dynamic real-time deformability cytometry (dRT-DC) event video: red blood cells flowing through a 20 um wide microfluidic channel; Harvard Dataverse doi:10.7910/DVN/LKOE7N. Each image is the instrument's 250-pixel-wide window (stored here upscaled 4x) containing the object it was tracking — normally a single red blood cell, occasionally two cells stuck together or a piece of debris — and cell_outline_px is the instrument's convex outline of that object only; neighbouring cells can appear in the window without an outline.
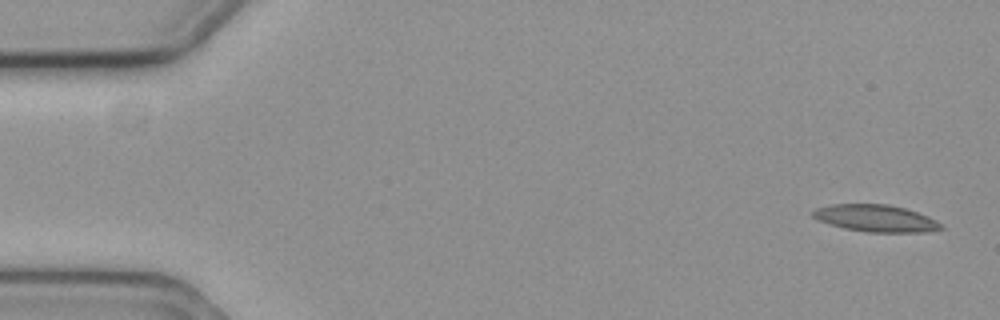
{"species": "common noctule bat (a hibernating species)", "species_latin": "Nyctalus noctula", "temperature_condition": "cold", "stored_images_in_passage": 5, "camera_frame_rate_fps": 3000, "um_per_image_px": 0.085, "animal": {"sex": "female", "body_mass_g": 19.3, "forearm_length_mm": 54.1}, "frame": {"image": 1, "passage_image": 1, "time_ms": 0.0, "image_size_px": [1000, 320], "cell_outline_px": [[944, 228], [924, 232], [868, 232], [844, 228], [820, 220], [812, 216], [808, 212], [816, 208], [832, 204], [888, 204], [904, 208], [928, 216], [936, 220]], "centroid_in_image_um": [74.41, 18.54], "position_along_channel_um": 10.6, "area_um2": 20.0}}
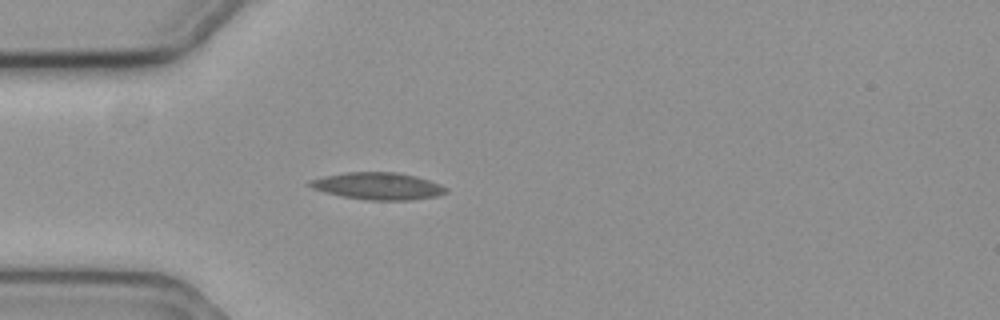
{"frame": {"image": 2, "passage_image": 5, "time_ms": 1.333, "image_size_px": [1000, 320], "cell_outline_px": [[448, 192], [436, 196], [408, 200], [368, 200], [344, 196], [324, 192], [312, 188], [304, 184], [308, 180], [324, 176], [348, 172], [396, 172], [416, 176], [440, 184], [448, 188]], "centroid_in_image_um": [32.1, 15.81], "position_along_channel_um": 52.9, "area_um2": 21.5}}